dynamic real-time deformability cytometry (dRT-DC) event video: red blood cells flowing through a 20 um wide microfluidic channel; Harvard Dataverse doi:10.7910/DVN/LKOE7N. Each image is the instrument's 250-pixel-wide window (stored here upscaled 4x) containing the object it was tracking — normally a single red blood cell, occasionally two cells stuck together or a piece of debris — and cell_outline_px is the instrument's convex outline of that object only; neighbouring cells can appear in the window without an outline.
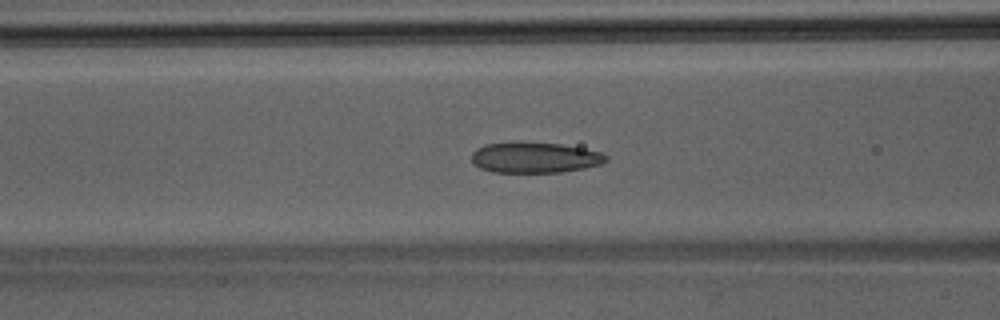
{"species": "Egyptian fruit bat (a non-hibernating species)", "species_latin": "Rousettus aegyptiacus", "temperature_condition": "room temperature", "stored_images_in_passage": 37, "camera_frame_rate_fps": 3000, "um_per_image_px": 0.085, "animal": {"sex": "male"}, "frame": {"image": 1, "passage_image": 10, "time_ms": 3.0, "image_size_px": [1000, 320], "cell_outline_px": [[608, 160], [600, 164], [584, 168], [560, 172], [492, 172], [480, 168], [472, 164], [472, 152], [476, 148], [484, 144], [520, 140], [560, 144], [584, 148], [600, 152], [608, 156]], "centroid_in_image_um": [45.41, 13.36], "position_along_channel_um": 121.2, "area_um2": 24.57}}
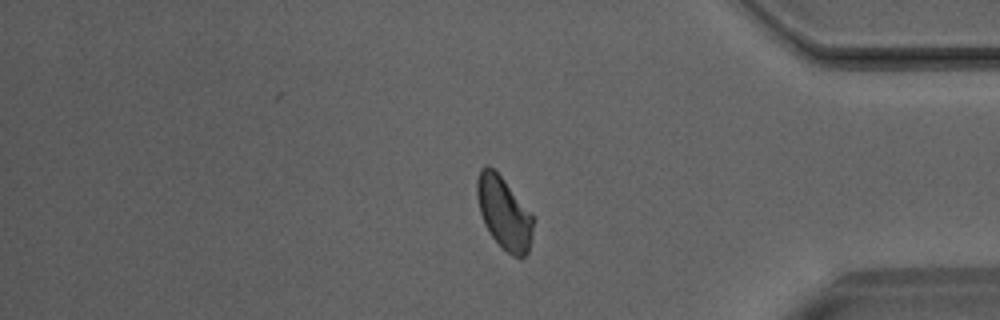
{"frame": {"image": 2, "passage_image": 30, "time_ms": 9.667, "image_size_px": [1000, 320], "cell_outline_px": [[532, 236], [528, 252], [520, 260], [512, 256], [492, 236], [484, 224], [480, 212], [476, 196], [476, 180], [480, 168], [484, 164], [488, 164], [504, 180], [532, 212]], "centroid_in_image_um": [42.83, 18.08], "position_along_channel_um": 392.4, "area_um2": 23.7}}
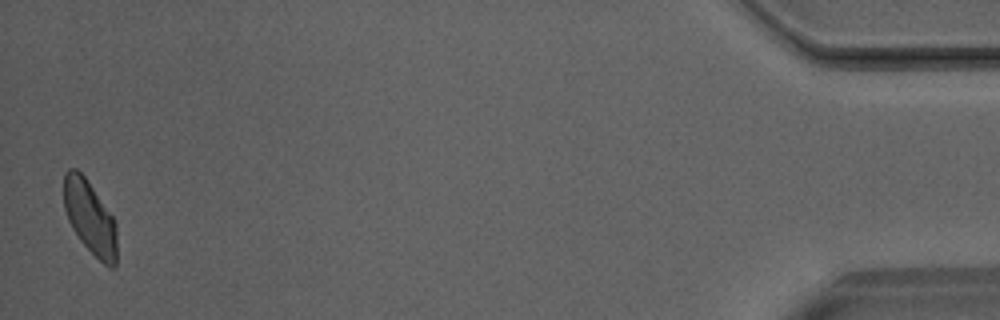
{"frame": {"image": 3, "passage_image": 37, "time_ms": 12.0, "image_size_px": [1000, 320], "cell_outline_px": [[116, 268], [108, 268], [80, 240], [72, 228], [68, 220], [64, 208], [64, 172], [68, 168], [76, 168], [84, 176], [112, 216], [116, 224]], "centroid_in_image_um": [7.63, 18.49], "position_along_channel_um": 427.6, "area_um2": 22.48}}